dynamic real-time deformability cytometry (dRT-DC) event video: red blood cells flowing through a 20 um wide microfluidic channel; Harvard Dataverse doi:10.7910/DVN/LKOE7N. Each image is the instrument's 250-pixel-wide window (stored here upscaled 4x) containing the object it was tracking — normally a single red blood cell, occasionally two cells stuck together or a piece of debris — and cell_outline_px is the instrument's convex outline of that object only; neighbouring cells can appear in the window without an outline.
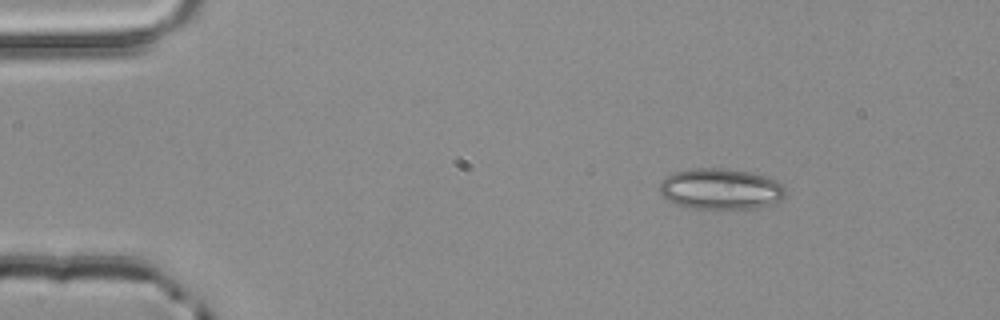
{"species": "common noctule bat (a hibernating species)", "species_latin": "Nyctalus noctula", "temperature_condition": "room temperature", "stored_images_in_passage": 3, "camera_frame_rate_fps": 3000, "um_per_image_px": 0.085, "animal": {"sex": "male", "body_mass_g": 20.4}, "frame": {"image": 1, "passage_image": 1, "time_ms": 0.0, "image_size_px": [1000, 320], "cell_outline_px": [[784, 196], [780, 200], [756, 208], [684, 208], [668, 200], [660, 192], [660, 180], [676, 172], [692, 168], [724, 168], [748, 172], [764, 176], [776, 180], [784, 188]], "centroid_in_image_um": [61.21, 16.06], "position_along_channel_um": 23.8, "area_um2": 29.71}}
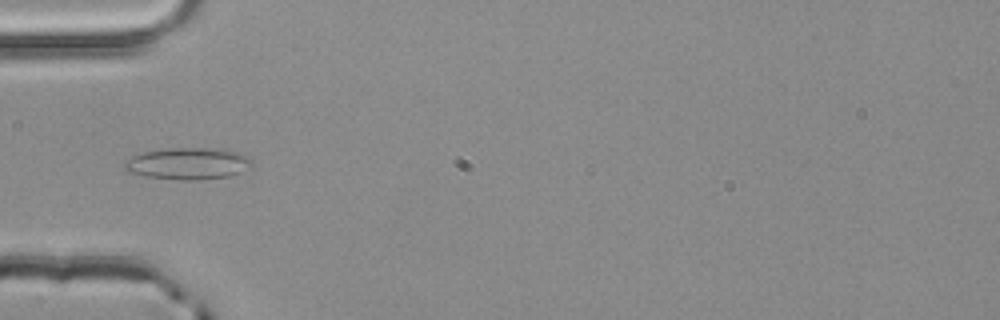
{"frame": {"image": 2, "passage_image": 3, "time_ms": 0.667, "image_size_px": [1000, 320], "cell_outline_px": [[252, 164], [240, 172], [228, 176], [196, 180], [184, 180], [144, 176], [128, 172], [124, 168], [124, 164], [132, 156], [144, 152], [168, 148], [208, 148], [240, 152], [248, 156], [252, 160]], "centroid_in_image_um": [15.97, 13.9], "position_along_channel_um": 69.0, "area_um2": 23.35}}